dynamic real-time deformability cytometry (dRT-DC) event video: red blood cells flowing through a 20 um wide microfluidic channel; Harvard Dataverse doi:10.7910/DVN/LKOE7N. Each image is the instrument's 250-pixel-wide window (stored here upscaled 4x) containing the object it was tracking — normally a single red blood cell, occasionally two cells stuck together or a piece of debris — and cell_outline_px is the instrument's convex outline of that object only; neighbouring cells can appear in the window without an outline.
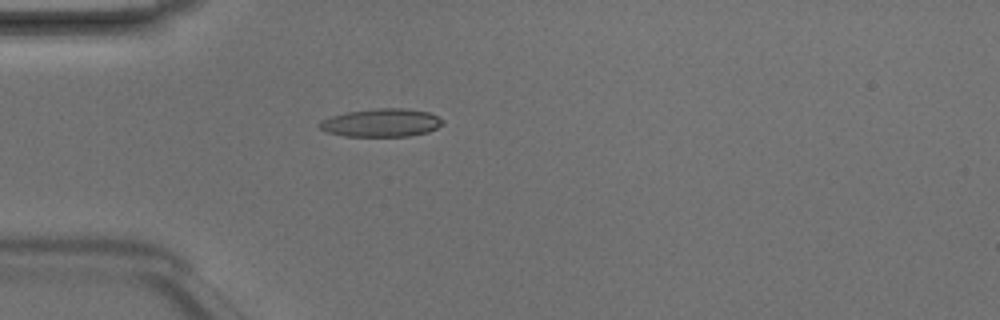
{"species": "Egyptian fruit bat (a non-hibernating species)", "species_latin": "Rousettus aegyptiacus", "temperature_condition": "room temperature", "stored_images_in_passage": 2, "camera_frame_rate_fps": 3000, "um_per_image_px": 0.085, "animal": {"sex": "male"}, "frame": {"image": 1, "passage_image": 2, "time_ms": 0.333, "image_size_px": [1000, 320], "cell_outline_px": [[444, 124], [428, 132], [408, 136], [344, 136], [328, 132], [320, 128], [316, 124], [320, 120], [344, 112], [376, 108], [408, 108], [428, 112], [444, 120]], "centroid_in_image_um": [32.4, 10.42], "position_along_channel_um": 52.6, "area_um2": 20.35}}